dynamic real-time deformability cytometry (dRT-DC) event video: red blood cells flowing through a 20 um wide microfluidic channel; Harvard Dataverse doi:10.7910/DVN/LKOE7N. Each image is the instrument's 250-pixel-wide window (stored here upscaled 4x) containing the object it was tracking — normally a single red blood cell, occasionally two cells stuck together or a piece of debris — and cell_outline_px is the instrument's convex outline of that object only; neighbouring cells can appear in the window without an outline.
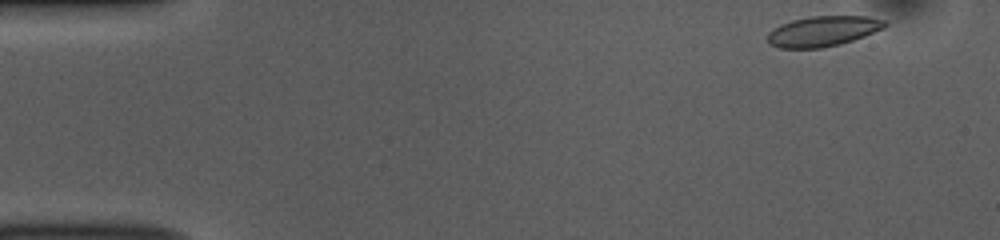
{"species": "common noctule bat (a hibernating species)", "species_latin": "Nyctalus noctula", "temperature_condition": "room temperature", "stored_images_in_passage": 49, "camera_frame_rate_fps": 3000, "um_per_image_px": 0.085, "animal": {"sex": "female", "body_mass_g": 10.0, "forearm_length_mm": 53.1}, "frame": {"image": 1, "passage_image": 1, "time_ms": 0.0, "image_size_px": [1000, 240], "cell_outline_px": [[888, 24], [884, 28], [864, 36], [840, 44], [820, 48], [780, 48], [768, 44], [768, 32], [780, 24], [792, 20], [812, 16], [868, 16], [884, 20]], "centroid_in_image_um": [69.94, 2.65], "position_along_channel_um": 15.1, "area_um2": 20.69}}
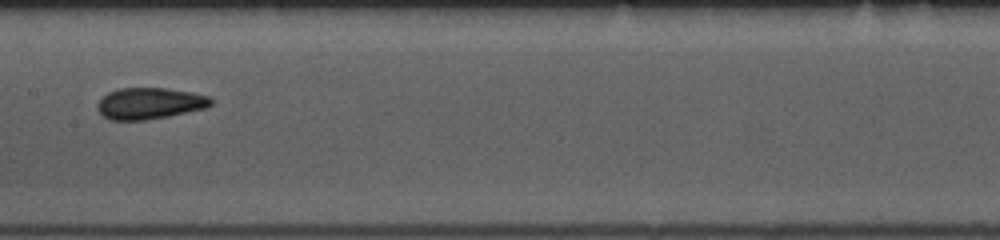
{"frame": {"image": 2, "passage_image": 23, "time_ms": 7.333, "image_size_px": [1000, 240], "cell_outline_px": [[212, 104], [208, 108], [148, 120], [112, 120], [104, 116], [96, 108], [96, 104], [108, 92], [120, 88], [168, 88], [192, 92], [208, 96], [212, 100]], "centroid_in_image_um": [12.74, 8.79], "position_along_channel_um": 194.7, "area_um2": 20.87}}
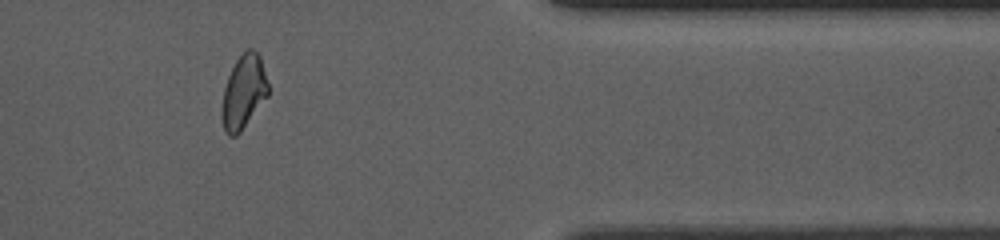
{"frame": {"image": 3, "passage_image": 40, "time_ms": 13.0, "image_size_px": [1000, 240], "cell_outline_px": [[268, 96], [240, 132], [236, 136], [228, 136], [224, 128], [220, 116], [220, 112], [224, 88], [228, 76], [236, 60], [248, 48], [252, 48], [260, 56], [268, 84]], "centroid_in_image_um": [20.69, 7.84], "position_along_channel_um": 390.7, "area_um2": 19.83}, "authors_computed_cell_mechanics": {"area_um2": 20.5768, "velocity_mm_per_s": 3.8546, "shape_relaxation_time_tau1_ms": 6.3445, "shape_relaxation_time_tau2_ms": 1.4925, "deformation_change_tau1": 0.164, "deformation_change_tau2": 0.0552}}